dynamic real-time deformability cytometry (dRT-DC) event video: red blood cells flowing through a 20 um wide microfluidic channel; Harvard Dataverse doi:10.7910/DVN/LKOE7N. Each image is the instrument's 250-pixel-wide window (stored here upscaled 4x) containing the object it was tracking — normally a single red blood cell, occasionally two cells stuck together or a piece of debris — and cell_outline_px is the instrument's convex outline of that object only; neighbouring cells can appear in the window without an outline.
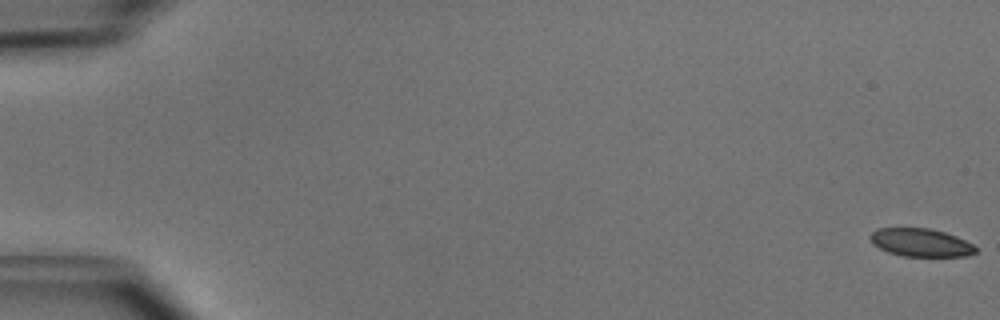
{"species": "common noctule bat (a hibernating species)", "species_latin": "Nyctalus noctula", "temperature_condition": "cold", "stored_images_in_passage": 52, "camera_frame_rate_fps": 3000, "um_per_image_px": 0.085, "animal": {"sex": "male", "body_mass_g": 15.6}, "frame": {"image": 1, "passage_image": 1, "time_ms": 0.0, "image_size_px": [1000, 320], "cell_outline_px": [[976, 252], [964, 256], [904, 256], [888, 252], [872, 244], [868, 236], [876, 228], [928, 228], [944, 232], [956, 236], [972, 244], [976, 248]], "centroid_in_image_um": [78.21, 20.61], "position_along_channel_um": 6.8, "area_um2": 17.17}}
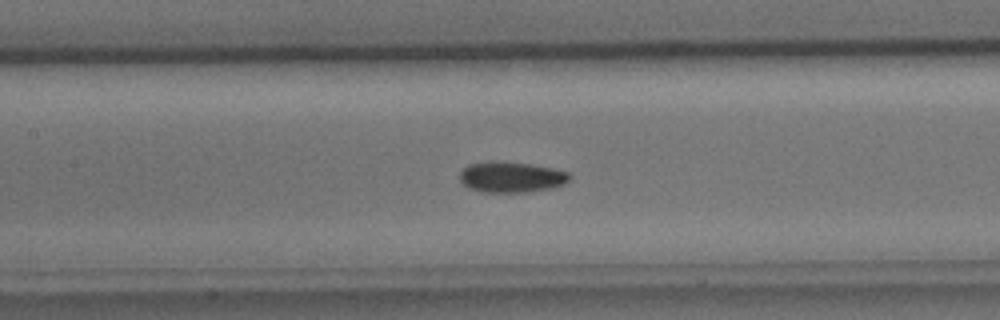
{"frame": {"image": 2, "passage_image": 25, "time_ms": 8.0, "image_size_px": [1000, 320], "cell_outline_px": [[572, 176], [564, 184], [552, 188], [528, 192], [484, 192], [472, 188], [464, 184], [460, 180], [460, 172], [468, 164], [488, 160], [500, 160], [532, 164], [552, 168], [568, 172]], "centroid_in_image_um": [43.47, 15.02], "position_along_channel_um": 163.9, "area_um2": 19.88}}
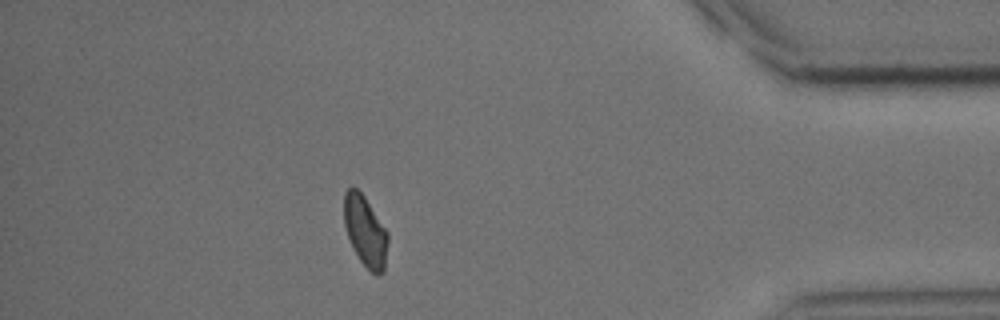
{"frame": {"image": 3, "passage_image": 46, "time_ms": 15.0, "image_size_px": [1000, 320], "cell_outline_px": [[388, 240], [384, 272], [380, 276], [376, 276], [360, 260], [352, 248], [348, 240], [344, 224], [344, 192], [352, 184], [364, 196], [388, 232]], "centroid_in_image_um": [31.04, 19.65], "position_along_channel_um": 404.2, "area_um2": 18.26}, "authors_computed_cell_mechanics": {"area_um2": 18.8717, "velocity_mm_per_s": 3.9729, "shape_relaxation_time_tau1_ms": 5.0353, "shape_relaxation_time_tau2_ms": 6.0815, "deformation_change_tau1": 0.0902, "deformation_change_tau2": 0.0908}}